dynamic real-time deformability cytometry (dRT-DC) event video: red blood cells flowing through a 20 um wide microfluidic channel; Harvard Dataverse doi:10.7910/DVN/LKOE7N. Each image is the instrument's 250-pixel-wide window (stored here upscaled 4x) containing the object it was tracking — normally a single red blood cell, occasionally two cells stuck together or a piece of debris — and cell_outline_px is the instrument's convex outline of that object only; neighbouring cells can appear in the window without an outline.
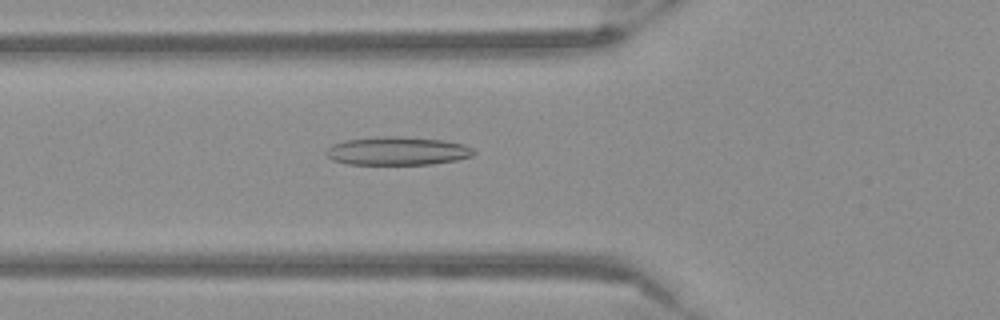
{"species": "Egyptian fruit bat (a non-hibernating species)", "species_latin": "Rousettus aegyptiacus", "temperature_condition": "warm", "stored_images_in_passage": 54, "camera_frame_rate_fps": 3000, "um_per_image_px": 0.085, "frame": {"image": 1, "passage_image": 20, "time_ms": 6.333, "image_size_px": [1000, 320], "cell_outline_px": [[476, 152], [472, 156], [456, 160], [432, 164], [348, 164], [332, 160], [324, 152], [332, 144], [344, 140], [376, 136], [396, 136], [444, 140], [464, 144], [472, 148]], "centroid_in_image_um": [33.76, 12.82], "position_along_channel_um": 92.0, "area_um2": 24.51}}
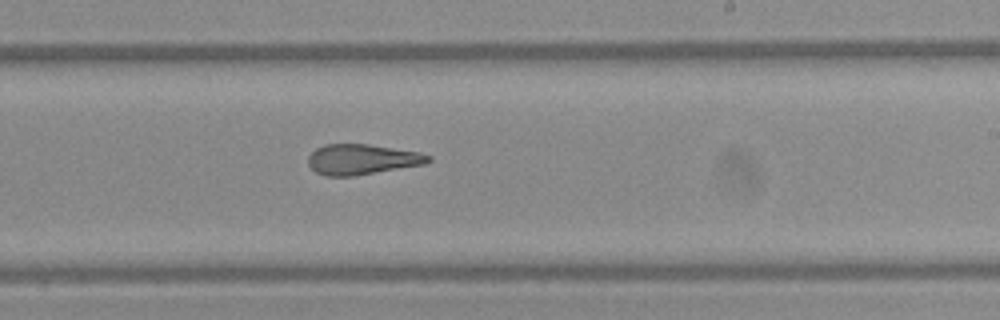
{"frame": {"image": 2, "passage_image": 33, "time_ms": 10.667, "image_size_px": [1000, 320], "cell_outline_px": [[432, 160], [424, 164], [352, 176], [324, 176], [316, 172], [308, 164], [308, 156], [316, 148], [324, 144], [368, 144], [420, 152], [432, 156]], "centroid_in_image_um": [30.76, 13.54], "position_along_channel_um": 258.2, "area_um2": 21.21}}
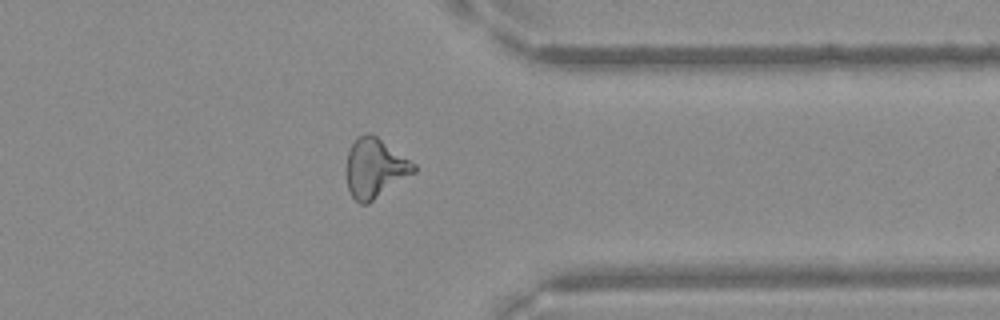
{"frame": {"image": 3, "passage_image": 43, "time_ms": 14.0, "image_size_px": [1000, 320], "cell_outline_px": [[416, 172], [368, 204], [360, 204], [352, 196], [348, 188], [344, 172], [344, 168], [348, 152], [356, 136], [368, 132], [376, 136], [416, 164]], "centroid_in_image_um": [31.84, 14.29], "position_along_channel_um": 379.6, "area_um2": 23.64}}